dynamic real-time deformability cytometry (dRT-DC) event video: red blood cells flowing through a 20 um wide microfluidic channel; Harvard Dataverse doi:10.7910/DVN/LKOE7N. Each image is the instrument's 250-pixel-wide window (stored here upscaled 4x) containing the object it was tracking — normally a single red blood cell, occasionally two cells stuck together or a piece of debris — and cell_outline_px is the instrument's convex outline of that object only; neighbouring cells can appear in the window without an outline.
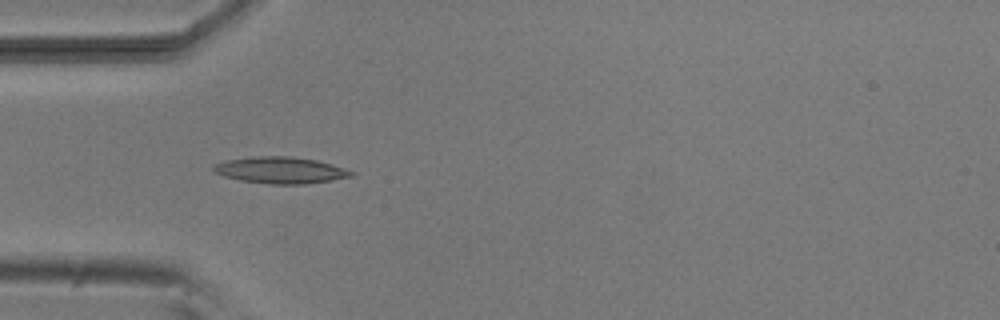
{"species": "common noctule bat (a hibernating species)", "species_latin": "Nyctalus noctula", "temperature_condition": "room temperature", "stored_images_in_passage": 2, "camera_frame_rate_fps": 3000, "um_per_image_px": 0.085, "animal": {"sex": "male", "body_mass_g": 20.5, "forearm_length_mm": 52.5}, "frame": {"image": 1, "passage_image": 1, "time_ms": 0.0, "image_size_px": [1000, 320], "cell_outline_px": [[356, 172], [352, 176], [332, 180], [304, 184], [272, 184], [240, 180], [224, 176], [212, 172], [212, 164], [228, 160], [256, 156], [292, 156], [316, 160], [344, 168]], "centroid_in_image_um": [23.82, 14.46], "position_along_channel_um": 61.2, "area_um2": 21.27}}
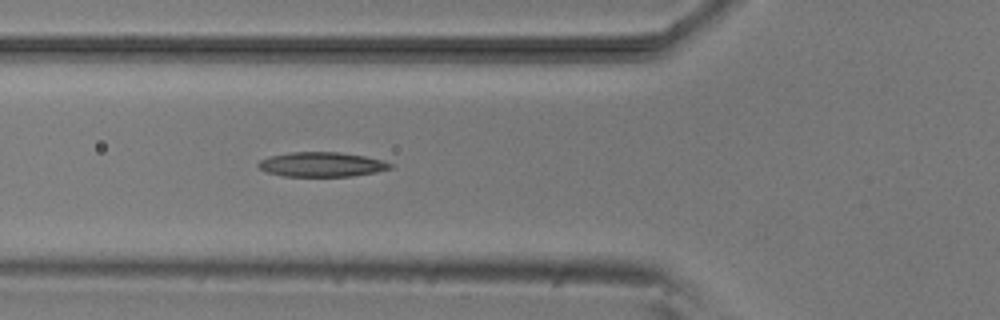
{"frame": {"image": 2, "passage_image": 2, "time_ms": 1.0, "image_size_px": [1000, 320], "cell_outline_px": [[392, 168], [376, 172], [352, 176], [284, 176], [268, 172], [260, 168], [256, 164], [260, 160], [268, 156], [292, 152], [340, 152], [364, 156], [380, 160], [392, 164]], "centroid_in_image_um": [27.32, 13.97], "position_along_channel_um": 98.5, "area_um2": 18.79}}